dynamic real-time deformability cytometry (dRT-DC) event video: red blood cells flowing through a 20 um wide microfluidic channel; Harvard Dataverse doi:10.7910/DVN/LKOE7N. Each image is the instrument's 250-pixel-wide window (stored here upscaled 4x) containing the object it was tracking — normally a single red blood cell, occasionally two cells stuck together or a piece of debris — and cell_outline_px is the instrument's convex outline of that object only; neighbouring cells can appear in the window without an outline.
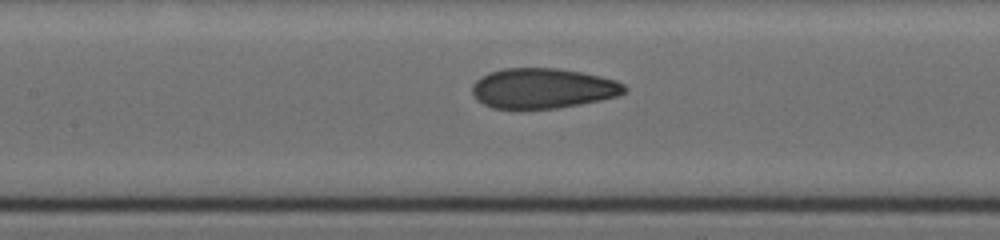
{"species": "human", "species_latin": "Homo sapiens", "temperature_condition": "cold", "stored_images_in_passage": 31, "camera_frame_rate_fps": 3000, "um_per_image_px": 0.085, "donor": {"sex": "female"}, "frame": {"image": 1, "passage_image": 18, "time_ms": 8.333, "image_size_px": [1000, 240], "cell_outline_px": [[628, 88], [624, 92], [616, 96], [600, 100], [580, 104], [556, 108], [492, 108], [476, 100], [472, 92], [472, 84], [480, 76], [488, 72], [504, 68], [560, 68], [600, 76], [616, 80], [624, 84]], "centroid_in_image_um": [46.11, 7.49], "position_along_channel_um": 161.3, "area_um2": 35.66}}
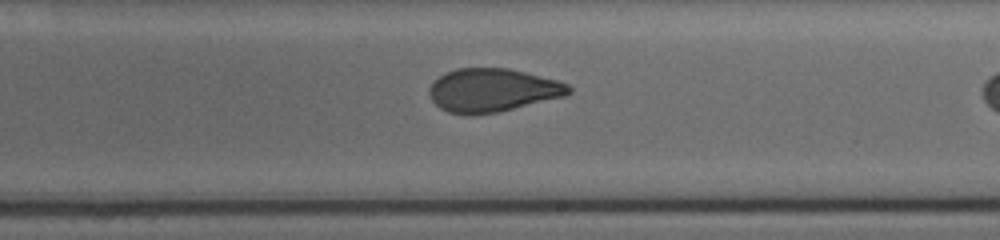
{"frame": {"image": 2, "passage_image": 22, "time_ms": 10.667, "image_size_px": [1000, 240], "cell_outline_px": [[572, 92], [564, 96], [496, 112], [468, 116], [448, 112], [440, 108], [432, 100], [428, 92], [428, 88], [444, 72], [456, 68], [508, 68], [560, 80], [568, 84], [572, 88]], "centroid_in_image_um": [41.85, 7.66], "position_along_channel_um": 247.1, "area_um2": 35.32}}
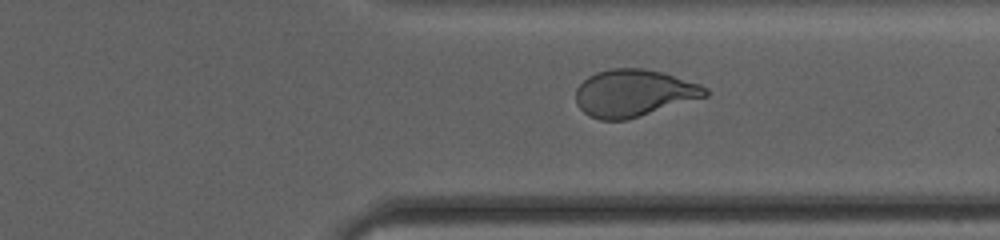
{"frame": {"image": 3, "passage_image": 28, "time_ms": 13.667, "image_size_px": [1000, 240], "cell_outline_px": [[708, 96], [628, 120], [600, 120], [588, 116], [576, 104], [576, 88], [588, 76], [596, 72], [612, 68], [640, 68], [664, 72], [700, 84], [708, 88]], "centroid_in_image_um": [53.87, 7.92], "position_along_channel_um": 357.5, "area_um2": 35.84}}